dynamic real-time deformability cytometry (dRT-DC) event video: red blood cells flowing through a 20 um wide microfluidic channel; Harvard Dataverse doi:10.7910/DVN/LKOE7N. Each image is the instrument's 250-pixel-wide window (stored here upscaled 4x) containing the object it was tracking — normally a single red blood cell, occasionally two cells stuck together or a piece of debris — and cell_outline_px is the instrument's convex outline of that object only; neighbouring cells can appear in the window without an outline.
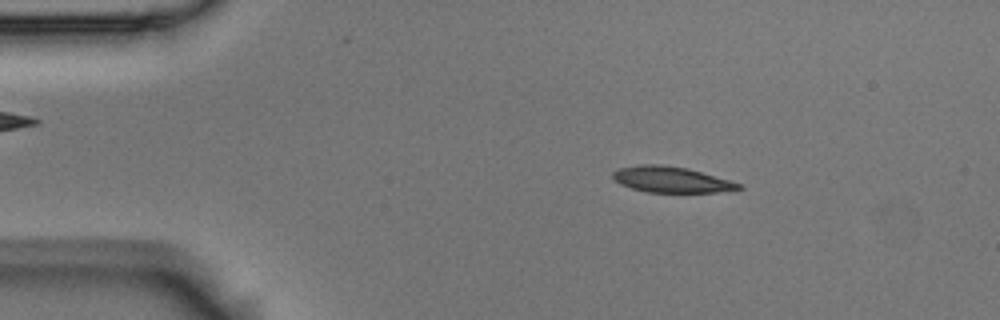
{"species": "Egyptian fruit bat (a non-hibernating species)", "species_latin": "Rousettus aegyptiacus", "temperature_condition": "room temperature", "stored_images_in_passage": 53, "camera_frame_rate_fps": 3000, "um_per_image_px": 0.085, "animal": {"sex": "male"}, "frame": {"image": 1, "passage_image": 8, "time_ms": 2.333, "image_size_px": [1000, 320], "cell_outline_px": [[744, 188], [716, 192], [648, 192], [632, 188], [620, 184], [612, 176], [612, 172], [620, 168], [640, 164], [656, 164], [688, 168], [744, 184]], "centroid_in_image_um": [57.09, 15.26], "position_along_channel_um": 27.9, "area_um2": 18.9}}
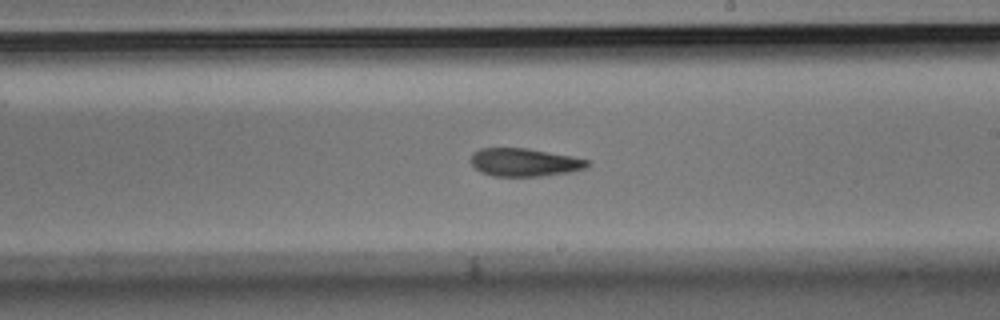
{"frame": {"image": 2, "passage_image": 30, "time_ms": 9.667, "image_size_px": [1000, 320], "cell_outline_px": [[592, 164], [584, 168], [568, 172], [544, 176], [492, 176], [480, 172], [472, 164], [472, 152], [480, 148], [528, 148], [572, 156], [588, 160]], "centroid_in_image_um": [44.58, 13.79], "position_along_channel_um": 244.4, "area_um2": 19.07}}
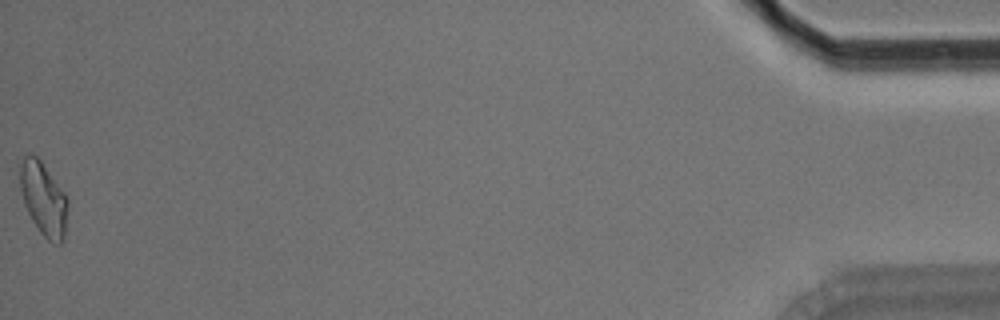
{"frame": {"image": 3, "passage_image": 53, "time_ms": 17.333, "image_size_px": [1000, 320], "cell_outline_px": [[68, 208], [64, 240], [60, 244], [48, 240], [40, 232], [32, 220], [24, 204], [20, 188], [20, 164], [24, 156], [32, 152], [40, 160], [64, 192], [68, 200]], "centroid_in_image_um": [3.7, 16.9], "position_along_channel_um": 431.5, "area_um2": 20.35}, "authors_computed_cell_mechanics": {"area_um2": 19.5364, "velocity_mm_per_s": 3.7214, "shape_relaxation_time_tau1_ms": 6.4478, "shape_relaxation_time_tau2_ms": 4.4315, "deformation_change_tau1": 0.1702, "deformation_change_tau2": 0.1138}}